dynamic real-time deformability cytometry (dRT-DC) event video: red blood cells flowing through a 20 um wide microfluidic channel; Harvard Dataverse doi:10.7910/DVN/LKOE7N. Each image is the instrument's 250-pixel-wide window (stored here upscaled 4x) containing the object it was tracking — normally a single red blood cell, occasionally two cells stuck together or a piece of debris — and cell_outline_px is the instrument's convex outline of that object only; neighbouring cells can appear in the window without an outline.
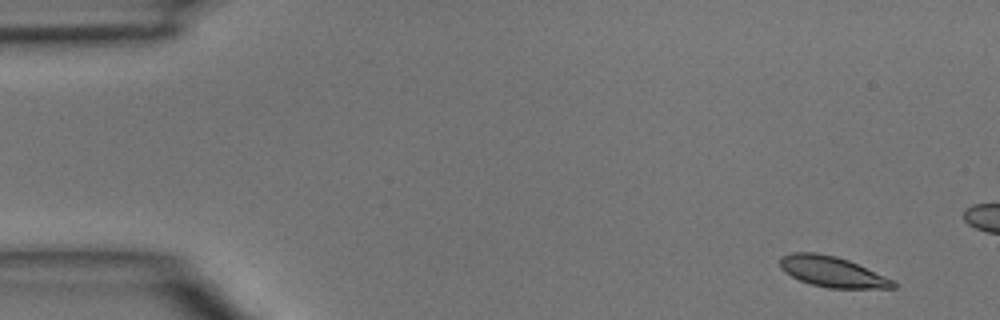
{"species": "common noctule bat (a hibernating species)", "species_latin": "Nyctalus noctula", "temperature_condition": "room temperature", "stored_images_in_passage": 4, "camera_frame_rate_fps": 3000, "um_per_image_px": 0.085, "animal": {"sex": "male", "body_mass_g": 15.6}, "frame": {"image": 1, "passage_image": 1, "time_ms": 0.0, "image_size_px": [1000, 320], "cell_outline_px": [[896, 288], [828, 288], [812, 284], [800, 280], [784, 272], [780, 268], [780, 256], [792, 252], [816, 252], [836, 256], [848, 260], [884, 276], [892, 280], [896, 284]], "centroid_in_image_um": [70.69, 23.08], "position_along_channel_um": 14.3, "area_um2": 20.0}}